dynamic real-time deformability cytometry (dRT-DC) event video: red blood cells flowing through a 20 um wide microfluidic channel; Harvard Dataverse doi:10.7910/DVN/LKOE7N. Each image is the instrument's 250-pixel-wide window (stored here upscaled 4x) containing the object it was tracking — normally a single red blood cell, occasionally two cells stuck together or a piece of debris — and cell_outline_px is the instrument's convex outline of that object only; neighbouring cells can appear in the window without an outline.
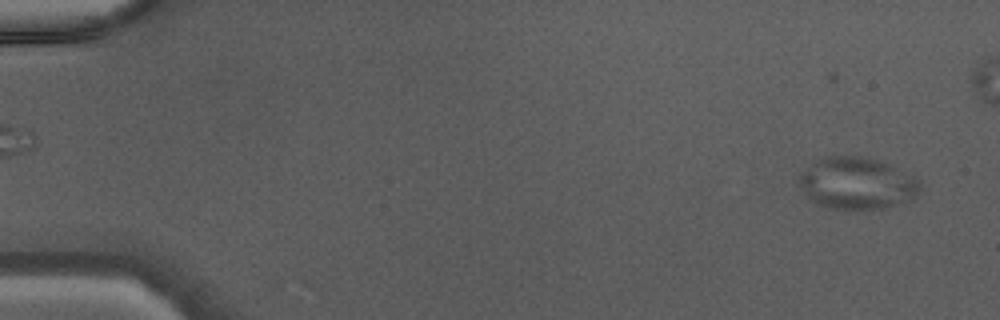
{"species": "Egyptian fruit bat (a non-hibernating species)", "species_latin": "Rousettus aegyptiacus", "temperature_condition": "warm", "stored_images_in_passage": 46, "camera_frame_rate_fps": 3000, "um_per_image_px": 0.085, "animal": {"sex": "male"}, "frame": {"image": 1, "passage_image": 2, "time_ms": 0.333, "image_size_px": [1000, 320], "cell_outline_px": [[920, 188], [916, 200], [884, 208], [848, 212], [828, 208], [812, 200], [800, 188], [800, 176], [816, 160], [828, 156], [860, 156], [876, 160], [888, 164], [920, 180]], "centroid_in_image_um": [72.89, 15.64], "position_along_channel_um": 12.1, "area_um2": 36.88}}
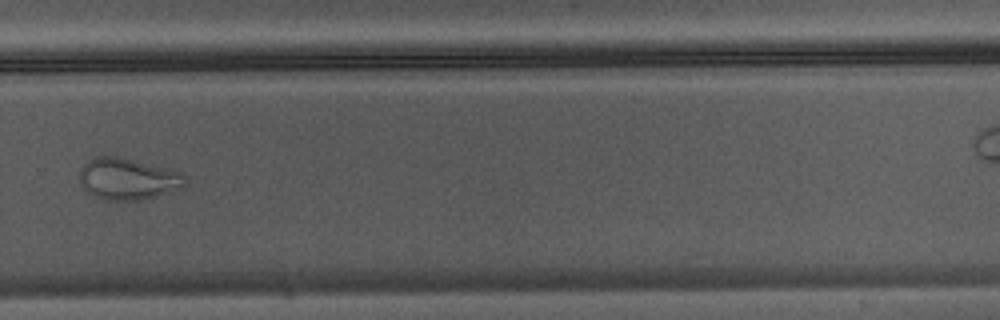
{"frame": {"image": 2, "passage_image": 32, "time_ms": 10.333, "image_size_px": [1000, 320], "cell_outline_px": [[188, 180], [184, 188], [136, 200], [104, 200], [88, 192], [84, 188], [80, 180], [80, 168], [92, 156], [120, 156], [180, 172]], "centroid_in_image_um": [10.85, 15.19], "position_along_channel_um": 318.9, "area_um2": 25.43}}
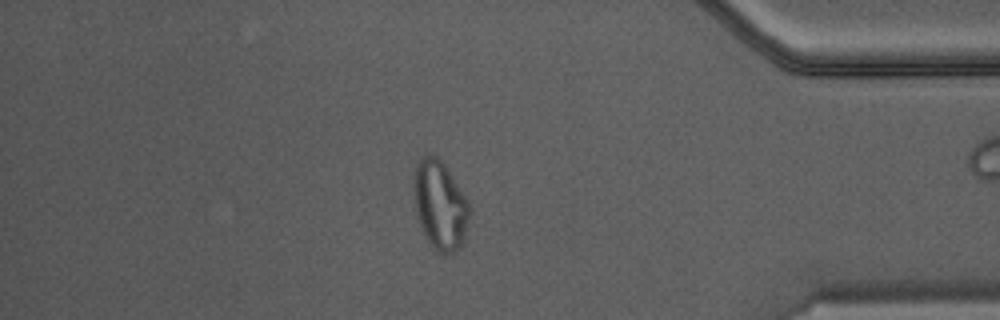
{"frame": {"image": 3, "passage_image": 39, "time_ms": 12.667, "image_size_px": [1000, 320], "cell_outline_px": [[472, 212], [460, 248], [456, 252], [444, 256], [428, 240], [416, 216], [412, 196], [412, 172], [416, 160], [420, 156], [428, 152], [436, 156], [448, 168], [472, 208]], "centroid_in_image_um": [37.37, 17.36], "position_along_channel_um": 397.8, "area_um2": 29.77}}